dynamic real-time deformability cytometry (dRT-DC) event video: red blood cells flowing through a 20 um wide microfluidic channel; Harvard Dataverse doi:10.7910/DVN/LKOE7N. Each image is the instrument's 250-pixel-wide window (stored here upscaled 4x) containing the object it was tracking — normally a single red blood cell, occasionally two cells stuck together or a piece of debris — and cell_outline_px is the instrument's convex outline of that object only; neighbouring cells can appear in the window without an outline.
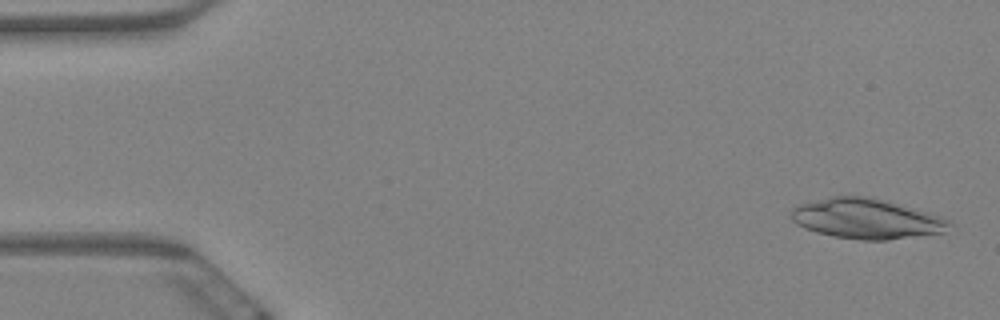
{"species": "Egyptian fruit bat (a non-hibernating species)", "species_latin": "Rousettus aegyptiacus", "temperature_condition": "warm", "stored_images_in_passage": 9, "camera_frame_rate_fps": 3000, "um_per_image_px": 0.085, "animal": {"sex": "female"}, "frame": {"image": 1, "passage_image": 1, "time_ms": 0.0, "image_size_px": [1000, 320], "cell_outline_px": [[952, 224], [944, 232], [888, 240], [860, 240], [832, 236], [816, 232], [804, 228], [796, 224], [792, 220], [792, 208], [800, 204], [832, 196], [864, 196], [928, 212], [940, 216], [948, 220]], "centroid_in_image_um": [73.62, 18.61], "position_along_channel_um": 11.4, "area_um2": 36.47}}
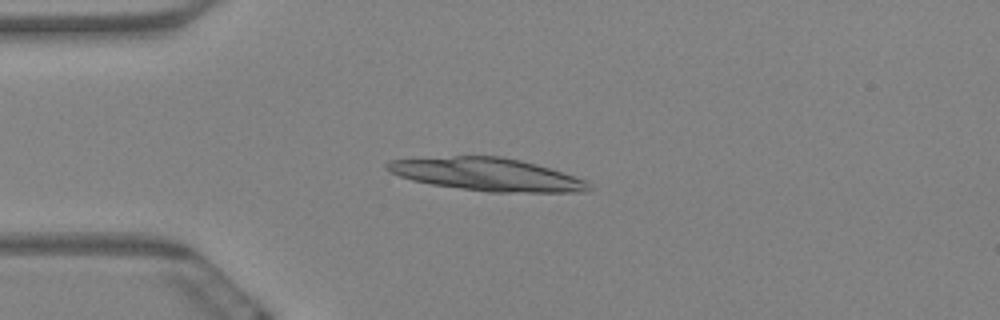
{"frame": {"image": 2, "passage_image": 4, "time_ms": 1.0, "image_size_px": [1000, 320], "cell_outline_px": [[588, 192], [488, 192], [432, 184], [412, 180], [388, 172], [384, 168], [384, 164], [388, 160], [452, 156], [500, 156], [520, 160], [536, 164], [584, 180], [588, 184]], "centroid_in_image_um": [41.31, 14.82], "position_along_channel_um": 43.7, "area_um2": 38.21}}